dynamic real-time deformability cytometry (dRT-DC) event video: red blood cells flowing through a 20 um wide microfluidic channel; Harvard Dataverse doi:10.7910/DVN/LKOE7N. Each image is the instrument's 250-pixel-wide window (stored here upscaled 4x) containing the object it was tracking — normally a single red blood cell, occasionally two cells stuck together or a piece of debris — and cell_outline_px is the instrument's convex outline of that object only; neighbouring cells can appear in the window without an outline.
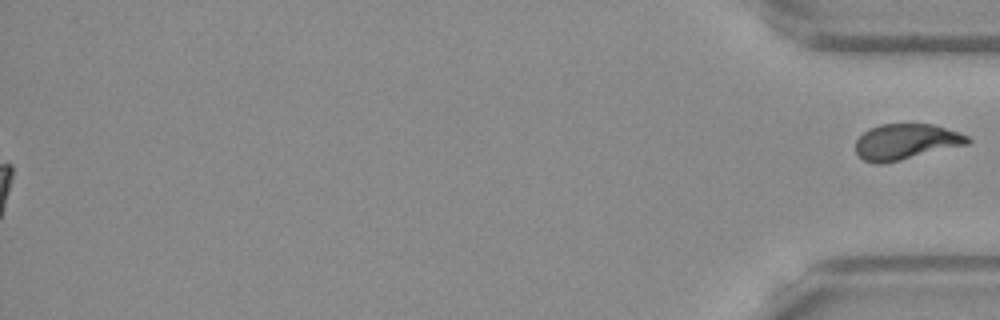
{"species": "Egyptian fruit bat (a non-hibernating species)", "species_latin": "Rousettus aegyptiacus", "temperature_condition": "warm", "stored_images_in_passage": 42, "segment_of_instrument_passage": [2, 2], "camera_frame_rate_fps": 3000, "um_per_image_px": 0.085, "frame": {"image": 1, "passage_image": 42, "time_ms": 13.667, "image_size_px": [1000, 320], "cell_outline_px": [[972, 140], [968, 144], [900, 160], [880, 164], [876, 164], [864, 160], [856, 152], [856, 140], [864, 132], [880, 124], [932, 124], [960, 132], [968, 136]], "centroid_in_image_um": [77.02, 12.04], "position_along_channel_um": 358.2, "area_um2": 23.12}}